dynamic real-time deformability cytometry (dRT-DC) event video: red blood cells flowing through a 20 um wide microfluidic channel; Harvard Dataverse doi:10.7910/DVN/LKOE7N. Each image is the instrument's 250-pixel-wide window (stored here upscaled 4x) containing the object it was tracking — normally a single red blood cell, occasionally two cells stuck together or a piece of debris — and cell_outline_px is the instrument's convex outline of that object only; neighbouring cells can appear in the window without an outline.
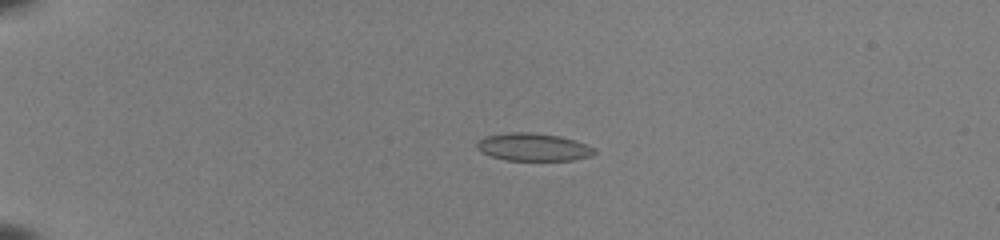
{"species": "common noctule bat (a hibernating species)", "species_latin": "Nyctalus noctula", "temperature_condition": "room temperature", "stored_images_in_passage": 44, "camera_frame_rate_fps": 3000, "um_per_image_px": 0.085, "animal": {"sex": "female", "body_mass_g": 22.0, "forearm_length_mm": 56.7}, "frame": {"image": 1, "passage_image": 5, "time_ms": 1.333, "image_size_px": [1000, 240], "cell_outline_px": [[596, 152], [588, 156], [572, 160], [508, 160], [492, 156], [484, 152], [476, 144], [480, 140], [488, 136], [520, 132], [556, 136], [572, 140], [584, 144], [592, 148]], "centroid_in_image_um": [45.34, 12.52], "position_along_channel_um": 39.7, "area_um2": 17.92}}
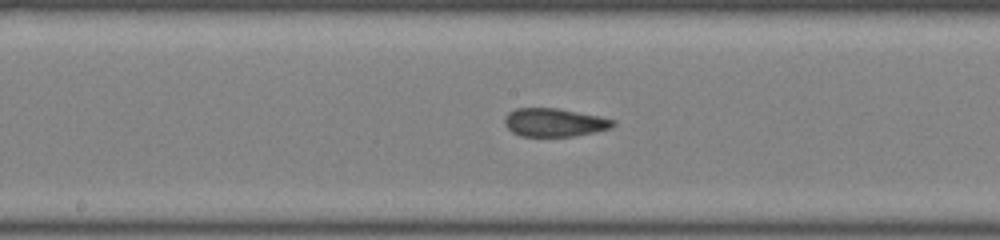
{"frame": {"image": 2, "passage_image": 22, "time_ms": 7.0, "image_size_px": [1000, 240], "cell_outline_px": [[612, 124], [608, 128], [568, 136], [524, 136], [512, 132], [508, 128], [504, 120], [508, 112], [516, 108], [556, 108], [596, 116], [612, 120]], "centroid_in_image_um": [46.99, 10.39], "position_along_channel_um": 201.2, "area_um2": 17.05}}
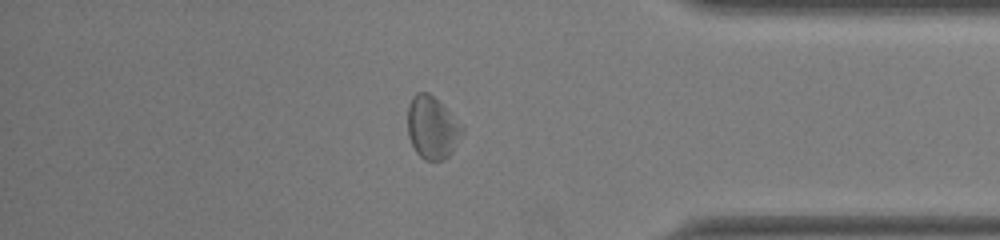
{"frame": {"image": 3, "passage_image": 38, "time_ms": 12.333, "image_size_px": [1000, 240], "cell_outline_px": [[456, 132], [448, 156], [440, 160], [428, 160], [420, 156], [416, 152], [412, 144], [408, 132], [408, 108], [412, 100], [420, 92], [428, 92], [440, 104], [456, 128]], "centroid_in_image_um": [36.55, 10.86], "position_along_channel_um": 398.7, "area_um2": 17.4}, "authors_computed_cell_mechanics": {"area_um2": 17.6001, "velocity_mm_per_s": 3.9517, "shape_relaxation_time_tau1_ms": 7.6821, "shape_relaxation_time_tau2_ms": 1.0912, "deformation_change_tau1": 0.1545, "deformation_change_tau2": 0.0797}}